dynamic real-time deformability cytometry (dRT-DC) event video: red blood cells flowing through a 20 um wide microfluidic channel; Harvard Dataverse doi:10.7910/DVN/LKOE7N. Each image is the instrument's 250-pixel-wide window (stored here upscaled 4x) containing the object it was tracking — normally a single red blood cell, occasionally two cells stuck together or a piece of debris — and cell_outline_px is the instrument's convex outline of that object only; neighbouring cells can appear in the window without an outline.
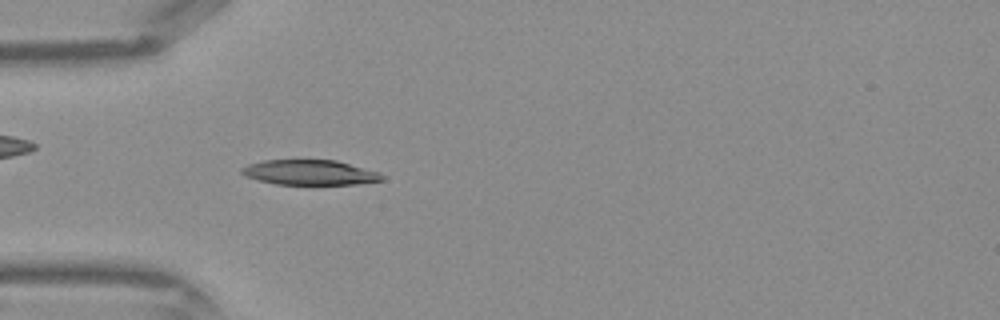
{"species": "Egyptian fruit bat (a non-hibernating species)", "species_latin": "Rousettus aegyptiacus", "temperature_condition": "warm", "stored_images_in_passage": 42, "camera_frame_rate_fps": 3000, "um_per_image_px": 0.085, "frame": {"image": 1, "passage_image": 12, "time_ms": 3.667, "image_size_px": [1000, 320], "cell_outline_px": [[384, 180], [356, 184], [276, 184], [244, 176], [240, 172], [240, 168], [248, 164], [264, 160], [336, 160], [380, 172], [384, 176]], "centroid_in_image_um": [26.33, 14.65], "position_along_channel_um": 58.7, "area_um2": 20.46}}
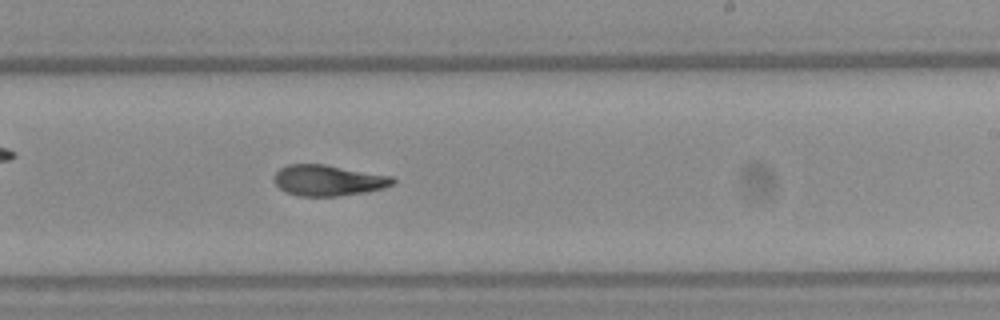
{"frame": {"image": 2, "passage_image": 25, "time_ms": 8.0, "image_size_px": [1000, 320], "cell_outline_px": [[396, 184], [384, 188], [364, 192], [340, 196], [300, 196], [284, 192], [272, 180], [272, 176], [280, 168], [288, 164], [324, 164], [392, 176], [396, 180]], "centroid_in_image_um": [27.89, 15.33], "position_along_channel_um": 261.1, "area_um2": 21.56}}
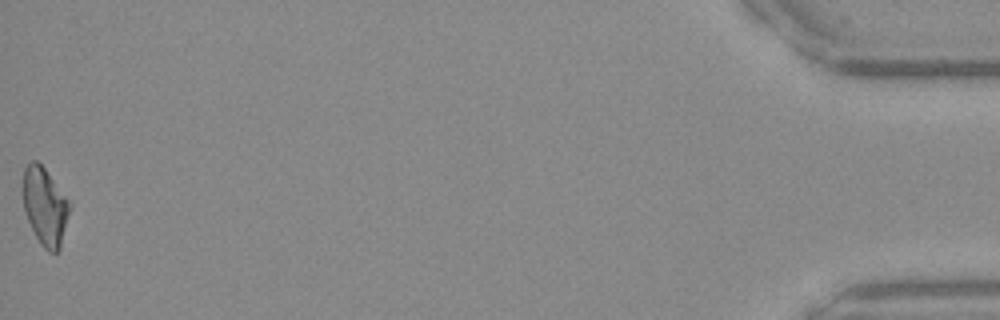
{"frame": {"image": 3, "passage_image": 42, "time_ms": 13.667, "image_size_px": [1000, 320], "cell_outline_px": [[68, 212], [60, 248], [56, 252], [48, 252], [40, 244], [24, 212], [24, 168], [32, 160], [36, 160], [44, 168], [68, 200]], "centroid_in_image_um": [3.79, 17.56], "position_along_channel_um": 431.4, "area_um2": 20.29}}